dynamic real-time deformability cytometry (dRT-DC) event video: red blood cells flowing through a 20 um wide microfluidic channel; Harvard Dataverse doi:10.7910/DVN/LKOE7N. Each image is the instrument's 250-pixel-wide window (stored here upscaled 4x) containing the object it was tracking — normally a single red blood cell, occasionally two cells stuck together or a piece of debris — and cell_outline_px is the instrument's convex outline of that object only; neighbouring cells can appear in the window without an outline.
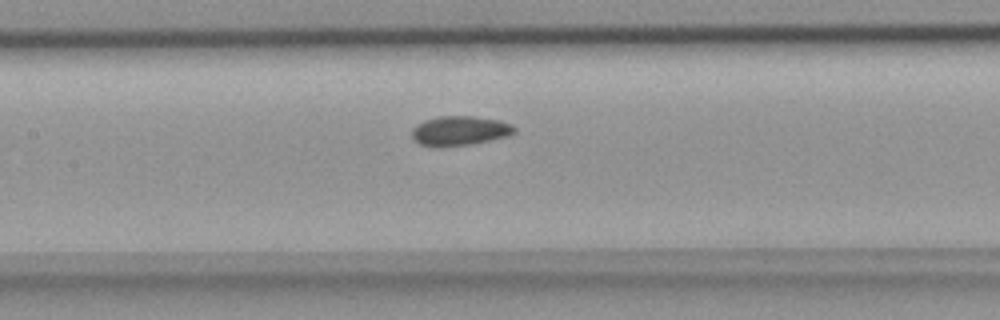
{"species": "common noctule bat (a hibernating species)", "species_latin": "Nyctalus noctula", "temperature_condition": "room temperature", "stored_images_in_passage": 37, "camera_frame_rate_fps": 3000, "um_per_image_px": 0.085, "animal": {"sex": "female", "body_mass_g": 18.4}, "frame": {"image": 1, "passage_image": 16, "time_ms": 5.0, "image_size_px": [1000, 320], "cell_outline_px": [[516, 132], [508, 136], [468, 144], [440, 148], [432, 148], [420, 144], [412, 136], [412, 128], [416, 124], [424, 120], [440, 116], [472, 116], [496, 120], [512, 124], [516, 128]], "centroid_in_image_um": [39.04, 11.12], "position_along_channel_um": 168.4, "area_um2": 17.69}}
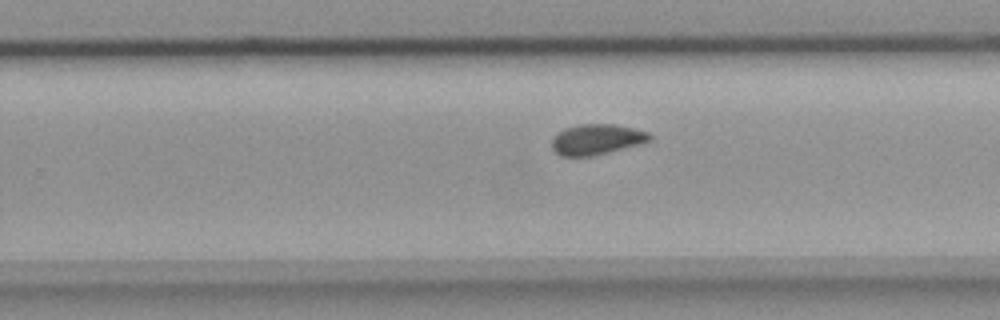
{"frame": {"image": 2, "passage_image": 24, "time_ms": 7.667, "image_size_px": [1000, 320], "cell_outline_px": [[652, 140], [608, 152], [592, 156], [560, 156], [552, 148], [552, 140], [564, 128], [580, 124], [612, 124], [632, 128], [648, 132], [652, 136]], "centroid_in_image_um": [50.71, 11.85], "position_along_channel_um": 279.1, "area_um2": 17.11}}
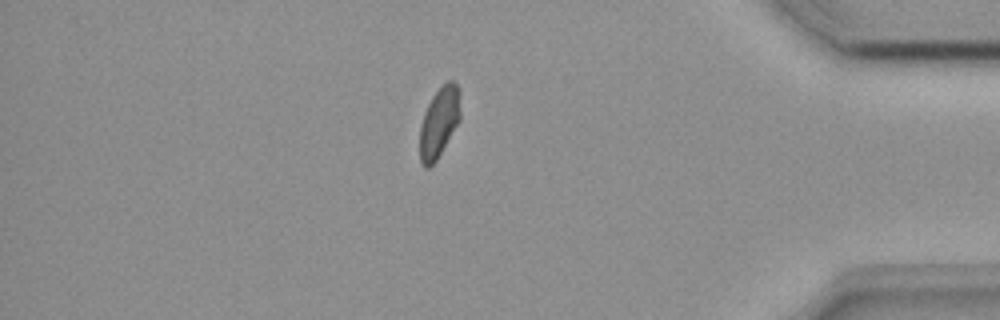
{"frame": {"image": 3, "passage_image": 35, "time_ms": 11.333, "image_size_px": [1000, 320], "cell_outline_px": [[460, 120], [436, 160], [428, 168], [424, 168], [420, 160], [420, 124], [424, 112], [432, 96], [448, 80], [452, 80], [456, 84], [460, 112]], "centroid_in_image_um": [37.3, 10.43], "position_along_channel_um": 397.9, "area_um2": 16.24}}